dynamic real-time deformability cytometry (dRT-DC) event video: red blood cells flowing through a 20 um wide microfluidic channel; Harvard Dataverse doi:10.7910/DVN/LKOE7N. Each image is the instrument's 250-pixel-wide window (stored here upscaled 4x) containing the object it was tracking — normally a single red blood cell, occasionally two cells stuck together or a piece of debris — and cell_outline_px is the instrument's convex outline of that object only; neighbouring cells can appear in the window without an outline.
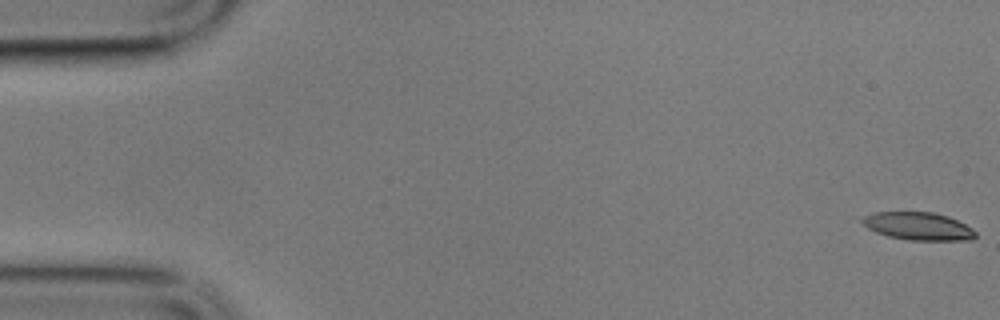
{"species": "common noctule bat (a hibernating species)", "species_latin": "Nyctalus noctula", "temperature_condition": "cold", "stored_images_in_passage": 58, "camera_frame_rate_fps": 3000, "um_per_image_px": 0.085, "animal": {"sex": "male", "body_mass_g": 17.9}, "frame": {"image": 1, "passage_image": 1, "time_ms": 0.0, "image_size_px": [1000, 320], "cell_outline_px": [[976, 236], [972, 240], [908, 240], [888, 236], [876, 232], [868, 228], [860, 220], [864, 216], [876, 212], [932, 212], [948, 216], [972, 228], [976, 232]], "centroid_in_image_um": [78.06, 19.23], "position_along_channel_um": 6.9, "area_um2": 18.26}}
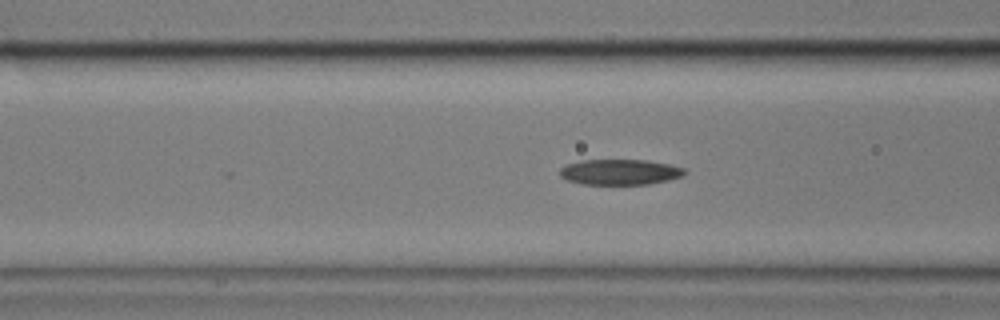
{"frame": {"image": 2, "passage_image": 22, "time_ms": 7.0, "image_size_px": [1000, 320], "cell_outline_px": [[688, 172], [684, 176], [668, 180], [648, 184], [584, 184], [568, 180], [560, 176], [560, 168], [564, 164], [584, 160], [648, 160], [672, 164], [684, 168]], "centroid_in_image_um": [52.74, 14.61], "position_along_channel_um": 113.9, "area_um2": 18.73}}
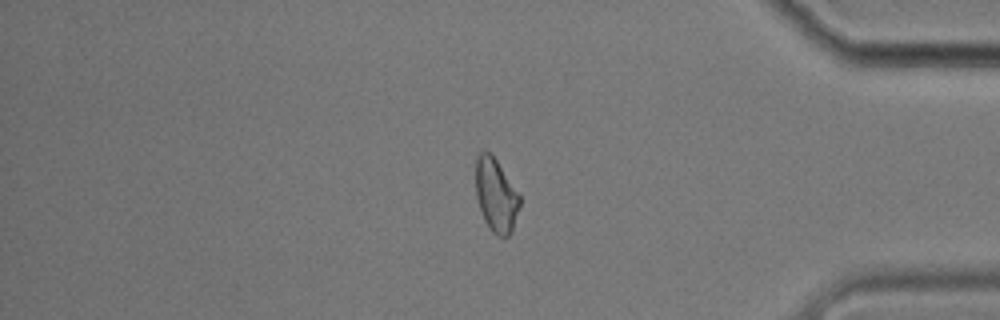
{"frame": {"image": 3, "passage_image": 49, "time_ms": 16.0, "image_size_px": [1000, 320], "cell_outline_px": [[520, 204], [512, 228], [508, 236], [496, 236], [492, 232], [484, 220], [476, 196], [476, 156], [480, 152], [488, 152], [496, 160], [520, 196]], "centroid_in_image_um": [42.14, 16.61], "position_along_channel_um": 393.1, "area_um2": 18.38}, "authors_computed_cell_mechanics": {"area_um2": 19.1029, "velocity_mm_per_s": 3.4013, "shape_relaxation_time_tau1_ms": 5.0093, "shape_relaxation_time_tau2_ms": 5.9073, "deformation_change_tau1": 0.1337, "deformation_change_tau2": 0.1367}}